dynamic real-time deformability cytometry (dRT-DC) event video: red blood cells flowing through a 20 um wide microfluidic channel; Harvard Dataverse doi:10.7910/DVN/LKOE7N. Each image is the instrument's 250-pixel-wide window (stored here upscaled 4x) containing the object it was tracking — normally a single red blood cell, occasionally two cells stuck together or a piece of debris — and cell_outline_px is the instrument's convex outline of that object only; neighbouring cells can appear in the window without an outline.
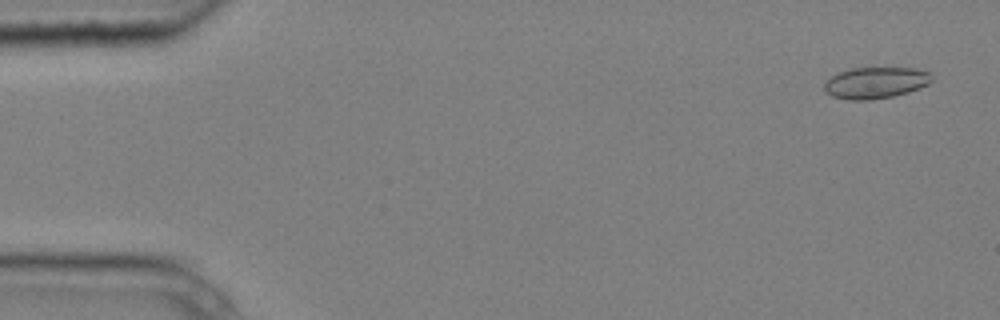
{"species": "common noctule bat (a hibernating species)", "species_latin": "Nyctalus noctula", "temperature_condition": "cold", "stored_images_in_passage": 3, "camera_frame_rate_fps": 3000, "um_per_image_px": 0.085, "animal": {"sex": "male", "body_mass_g": 20.4}, "frame": {"image": 1, "passage_image": 1, "time_ms": 0.0, "image_size_px": [1000, 320], "cell_outline_px": [[932, 80], [928, 84], [920, 88], [908, 92], [892, 96], [868, 100], [848, 100], [832, 96], [824, 88], [824, 80], [840, 72], [852, 68], [916, 68], [932, 72]], "centroid_in_image_um": [74.45, 7.03], "position_along_channel_um": 10.6, "area_um2": 19.71}}
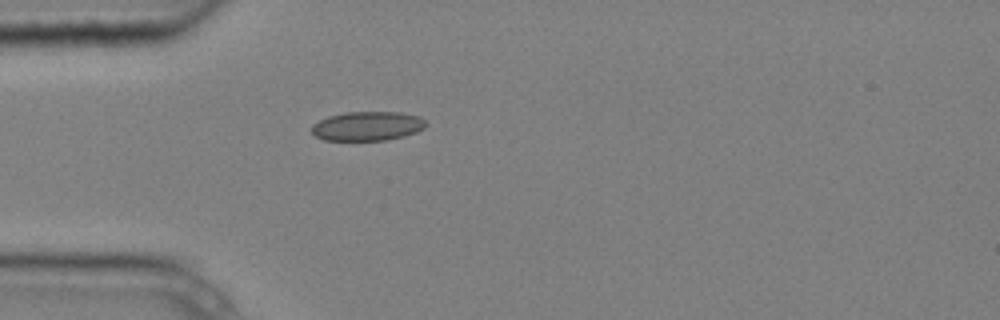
{"frame": {"image": 2, "passage_image": 3, "time_ms": 0.667, "image_size_px": [1000, 320], "cell_outline_px": [[428, 124], [424, 128], [416, 132], [404, 136], [388, 140], [324, 140], [316, 136], [312, 132], [312, 124], [328, 116], [344, 112], [400, 112], [420, 116]], "centroid_in_image_um": [31.25, 10.71], "position_along_channel_um": 53.7, "area_um2": 19.54}}